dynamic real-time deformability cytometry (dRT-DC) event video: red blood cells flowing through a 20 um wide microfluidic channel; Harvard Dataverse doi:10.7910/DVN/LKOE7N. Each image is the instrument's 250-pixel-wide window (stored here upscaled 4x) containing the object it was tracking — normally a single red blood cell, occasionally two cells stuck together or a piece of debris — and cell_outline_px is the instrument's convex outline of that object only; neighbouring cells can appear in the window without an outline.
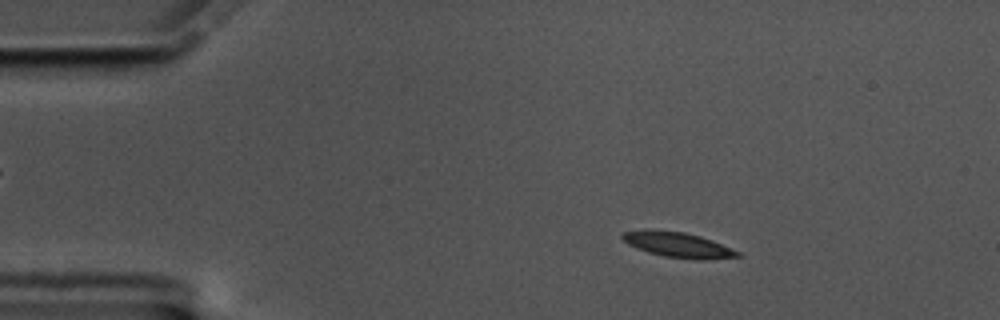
{"species": "common noctule bat (a hibernating species)", "species_latin": "Nyctalus noctula", "temperature_condition": "cold", "stored_images_in_passage": 56, "camera_frame_rate_fps": 3000, "um_per_image_px": 0.085, "animal": {"sex": "male", "body_mass_g": 17.5, "forearm_length_mm": 52.3}, "frame": {"image": 1, "passage_image": 8, "time_ms": 2.333, "image_size_px": [1000, 320], "cell_outline_px": [[744, 256], [704, 260], [696, 260], [664, 256], [648, 252], [636, 248], [628, 244], [620, 236], [624, 232], [684, 232], [700, 236], [712, 240], [740, 252]], "centroid_in_image_um": [57.74, 20.86], "position_along_channel_um": 27.3, "area_um2": 16.24}}
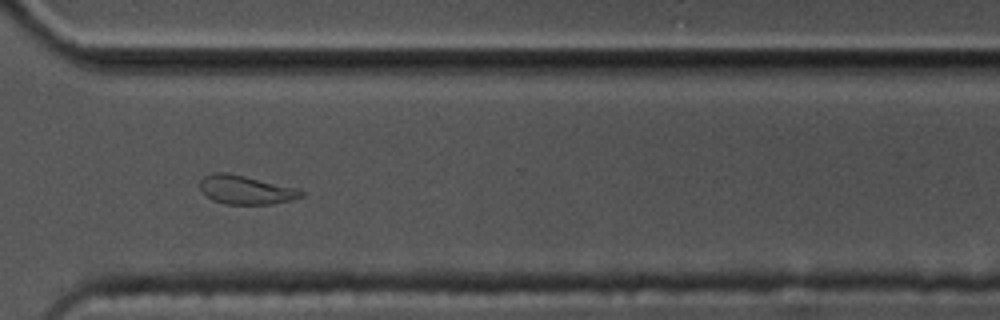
{"frame": {"image": 2, "passage_image": 41, "time_ms": 13.333, "image_size_px": [1000, 320], "cell_outline_px": [[304, 196], [292, 200], [272, 204], [224, 204], [212, 200], [204, 196], [200, 188], [200, 180], [204, 176], [212, 172], [228, 172], [296, 188], [304, 192]], "centroid_in_image_um": [20.85, 16.14], "position_along_channel_um": 349.8, "area_um2": 17.11}}
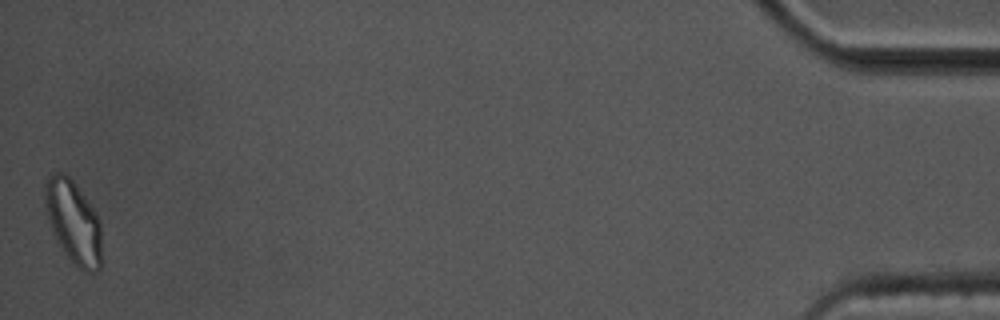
{"frame": {"image": 3, "passage_image": 56, "time_ms": 18.333, "image_size_px": [1000, 320], "cell_outline_px": [[100, 268], [96, 272], [84, 272], [64, 252], [56, 240], [52, 232], [48, 220], [44, 196], [44, 184], [52, 172], [64, 172], [72, 180], [88, 200], [96, 212], [100, 220]], "centroid_in_image_um": [6.22, 18.83], "position_along_channel_um": 429.0, "area_um2": 27.34}, "authors_computed_cell_mechanics": {"area_um2": 16.7331, "velocity_mm_per_s": 3.4753, "shape_relaxation_time_tau1_ms": null, "shape_relaxation_time_tau2_ms": 5.895, "deformation_change_tau1": null, "deformation_change_tau2": 0.1258}}